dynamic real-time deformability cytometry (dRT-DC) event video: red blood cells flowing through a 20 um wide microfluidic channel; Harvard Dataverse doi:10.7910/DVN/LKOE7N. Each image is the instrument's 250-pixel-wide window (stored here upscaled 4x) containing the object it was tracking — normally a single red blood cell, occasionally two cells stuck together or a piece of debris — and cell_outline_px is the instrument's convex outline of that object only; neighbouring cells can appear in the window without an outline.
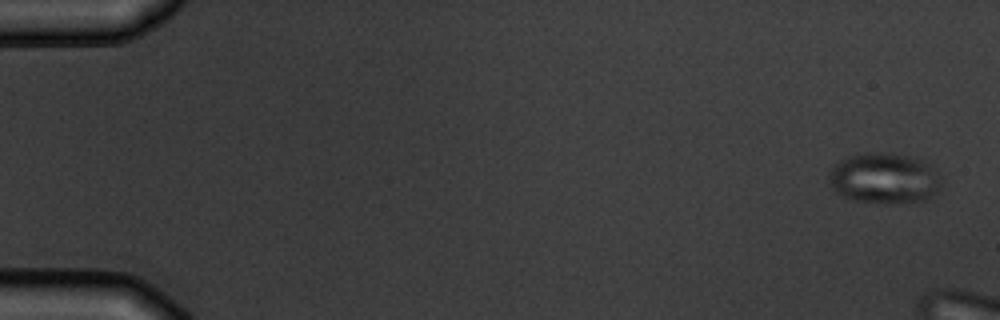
{"species": "common noctule bat (a hibernating species)", "species_latin": "Nyctalus noctula", "temperature_condition": "warm", "stored_images_in_passage": 5, "camera_frame_rate_fps": 3000, "um_per_image_px": 0.085, "animal": {"sex": "male", "body_mass_g": 19.5, "forearm_length_mm": 54.6}, "frame": {"image": 1, "passage_image": 1, "time_ms": 0.0, "image_size_px": [1000, 320], "cell_outline_px": [[944, 180], [924, 200], [884, 204], [852, 200], [836, 192], [832, 188], [828, 180], [828, 176], [832, 168], [840, 160], [848, 156], [872, 152], [880, 152], [908, 156], [920, 160], [936, 172]], "centroid_in_image_um": [75.09, 15.16], "position_along_channel_um": 9.9, "area_um2": 32.71}}